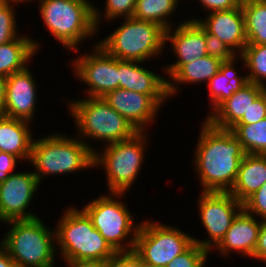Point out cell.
<instances>
[{"instance_id":"1","label":"cell","mask_w":266,"mask_h":267,"mask_svg":"<svg viewBox=\"0 0 266 267\" xmlns=\"http://www.w3.org/2000/svg\"><path fill=\"white\" fill-rule=\"evenodd\" d=\"M201 125L192 160L201 192H230L246 152L230 129L213 127L206 119Z\"/></svg>"},{"instance_id":"2","label":"cell","mask_w":266,"mask_h":267,"mask_svg":"<svg viewBox=\"0 0 266 267\" xmlns=\"http://www.w3.org/2000/svg\"><path fill=\"white\" fill-rule=\"evenodd\" d=\"M69 113L76 125L77 137L94 153L97 149L90 144L104 143L102 146L132 138L138 131L103 97H86L68 100ZM89 140L87 141V139ZM101 141V142H100Z\"/></svg>"},{"instance_id":"3","label":"cell","mask_w":266,"mask_h":267,"mask_svg":"<svg viewBox=\"0 0 266 267\" xmlns=\"http://www.w3.org/2000/svg\"><path fill=\"white\" fill-rule=\"evenodd\" d=\"M62 212L55 226L61 259L107 262L117 254L82 209L71 204Z\"/></svg>"},{"instance_id":"4","label":"cell","mask_w":266,"mask_h":267,"mask_svg":"<svg viewBox=\"0 0 266 267\" xmlns=\"http://www.w3.org/2000/svg\"><path fill=\"white\" fill-rule=\"evenodd\" d=\"M2 224H7L10 228L0 238V245L18 267H55V228L47 227L40 216L10 220Z\"/></svg>"},{"instance_id":"5","label":"cell","mask_w":266,"mask_h":267,"mask_svg":"<svg viewBox=\"0 0 266 267\" xmlns=\"http://www.w3.org/2000/svg\"><path fill=\"white\" fill-rule=\"evenodd\" d=\"M29 162L40 183L44 177L94 168V153L77 136L53 133L34 138Z\"/></svg>"},{"instance_id":"6","label":"cell","mask_w":266,"mask_h":267,"mask_svg":"<svg viewBox=\"0 0 266 267\" xmlns=\"http://www.w3.org/2000/svg\"><path fill=\"white\" fill-rule=\"evenodd\" d=\"M39 11L48 32L67 51L79 52V46L94 38L99 29L94 22V4L89 0H39Z\"/></svg>"},{"instance_id":"7","label":"cell","mask_w":266,"mask_h":267,"mask_svg":"<svg viewBox=\"0 0 266 267\" xmlns=\"http://www.w3.org/2000/svg\"><path fill=\"white\" fill-rule=\"evenodd\" d=\"M122 22L97 43L111 56L119 60L146 62L166 50L165 30L160 25L133 17L124 18Z\"/></svg>"},{"instance_id":"8","label":"cell","mask_w":266,"mask_h":267,"mask_svg":"<svg viewBox=\"0 0 266 267\" xmlns=\"http://www.w3.org/2000/svg\"><path fill=\"white\" fill-rule=\"evenodd\" d=\"M137 132L132 138L106 145L94 152L93 166L104 169L109 193L126 194L140 175L145 161L148 134Z\"/></svg>"},{"instance_id":"9","label":"cell","mask_w":266,"mask_h":267,"mask_svg":"<svg viewBox=\"0 0 266 267\" xmlns=\"http://www.w3.org/2000/svg\"><path fill=\"white\" fill-rule=\"evenodd\" d=\"M122 196L124 193H105L89 201L82 210L117 253H130L134 251L140 223H134V214L120 200Z\"/></svg>"},{"instance_id":"10","label":"cell","mask_w":266,"mask_h":267,"mask_svg":"<svg viewBox=\"0 0 266 267\" xmlns=\"http://www.w3.org/2000/svg\"><path fill=\"white\" fill-rule=\"evenodd\" d=\"M193 242L186 231L150 218L140 222L133 253L147 267H166Z\"/></svg>"},{"instance_id":"11","label":"cell","mask_w":266,"mask_h":267,"mask_svg":"<svg viewBox=\"0 0 266 267\" xmlns=\"http://www.w3.org/2000/svg\"><path fill=\"white\" fill-rule=\"evenodd\" d=\"M93 44L91 53L76 55L71 61L72 74L86 85L87 97H104L119 88V59L108 54L97 42Z\"/></svg>"},{"instance_id":"12","label":"cell","mask_w":266,"mask_h":267,"mask_svg":"<svg viewBox=\"0 0 266 267\" xmlns=\"http://www.w3.org/2000/svg\"><path fill=\"white\" fill-rule=\"evenodd\" d=\"M197 206L208 238L200 240L193 237V240L210 252L224 238L237 214L243 209V204L230 192H201Z\"/></svg>"},{"instance_id":"13","label":"cell","mask_w":266,"mask_h":267,"mask_svg":"<svg viewBox=\"0 0 266 267\" xmlns=\"http://www.w3.org/2000/svg\"><path fill=\"white\" fill-rule=\"evenodd\" d=\"M40 184L34 171L15 172L0 182V223L38 217L27 208L33 202Z\"/></svg>"},{"instance_id":"14","label":"cell","mask_w":266,"mask_h":267,"mask_svg":"<svg viewBox=\"0 0 266 267\" xmlns=\"http://www.w3.org/2000/svg\"><path fill=\"white\" fill-rule=\"evenodd\" d=\"M184 21V22H183ZM175 28L165 30V48L168 43L177 61L164 66L169 78L186 63L207 55L205 29L197 22L185 19ZM171 44V45H170Z\"/></svg>"},{"instance_id":"15","label":"cell","mask_w":266,"mask_h":267,"mask_svg":"<svg viewBox=\"0 0 266 267\" xmlns=\"http://www.w3.org/2000/svg\"><path fill=\"white\" fill-rule=\"evenodd\" d=\"M29 65L7 77L6 98L2 115L34 122L37 106V81Z\"/></svg>"},{"instance_id":"16","label":"cell","mask_w":266,"mask_h":267,"mask_svg":"<svg viewBox=\"0 0 266 267\" xmlns=\"http://www.w3.org/2000/svg\"><path fill=\"white\" fill-rule=\"evenodd\" d=\"M103 99L120 113L138 132L156 121L161 106L149 95L118 88L108 92Z\"/></svg>"},{"instance_id":"17","label":"cell","mask_w":266,"mask_h":267,"mask_svg":"<svg viewBox=\"0 0 266 267\" xmlns=\"http://www.w3.org/2000/svg\"><path fill=\"white\" fill-rule=\"evenodd\" d=\"M206 14L208 15L203 20H188L197 21L209 34L216 36L239 56L247 45L245 17L241 5L231 10Z\"/></svg>"},{"instance_id":"18","label":"cell","mask_w":266,"mask_h":267,"mask_svg":"<svg viewBox=\"0 0 266 267\" xmlns=\"http://www.w3.org/2000/svg\"><path fill=\"white\" fill-rule=\"evenodd\" d=\"M144 62L119 60V88L151 96L161 107L169 99L167 78L149 70Z\"/></svg>"},{"instance_id":"19","label":"cell","mask_w":266,"mask_h":267,"mask_svg":"<svg viewBox=\"0 0 266 267\" xmlns=\"http://www.w3.org/2000/svg\"><path fill=\"white\" fill-rule=\"evenodd\" d=\"M261 220L248 213L244 208L237 214L224 238L213 249L219 251L220 256L229 257L231 253H238L252 259L259 236ZM237 251V252H236Z\"/></svg>"},{"instance_id":"20","label":"cell","mask_w":266,"mask_h":267,"mask_svg":"<svg viewBox=\"0 0 266 267\" xmlns=\"http://www.w3.org/2000/svg\"><path fill=\"white\" fill-rule=\"evenodd\" d=\"M265 90L259 84L246 82L224 101L206 120L219 129H231L247 112L254 100Z\"/></svg>"},{"instance_id":"21","label":"cell","mask_w":266,"mask_h":267,"mask_svg":"<svg viewBox=\"0 0 266 267\" xmlns=\"http://www.w3.org/2000/svg\"><path fill=\"white\" fill-rule=\"evenodd\" d=\"M32 123L0 114V150L23 162L30 160L33 142Z\"/></svg>"},{"instance_id":"22","label":"cell","mask_w":266,"mask_h":267,"mask_svg":"<svg viewBox=\"0 0 266 267\" xmlns=\"http://www.w3.org/2000/svg\"><path fill=\"white\" fill-rule=\"evenodd\" d=\"M266 182V155L246 154L230 193L242 204Z\"/></svg>"},{"instance_id":"23","label":"cell","mask_w":266,"mask_h":267,"mask_svg":"<svg viewBox=\"0 0 266 267\" xmlns=\"http://www.w3.org/2000/svg\"><path fill=\"white\" fill-rule=\"evenodd\" d=\"M237 60H239V56L228 62H222L217 74L208 81L207 87L211 109L206 119L247 82L246 75H238L239 73H237L238 70L235 68Z\"/></svg>"},{"instance_id":"24","label":"cell","mask_w":266,"mask_h":267,"mask_svg":"<svg viewBox=\"0 0 266 267\" xmlns=\"http://www.w3.org/2000/svg\"><path fill=\"white\" fill-rule=\"evenodd\" d=\"M31 36L20 35L16 39L0 45V75H9L25 69L36 56L40 43Z\"/></svg>"},{"instance_id":"25","label":"cell","mask_w":266,"mask_h":267,"mask_svg":"<svg viewBox=\"0 0 266 267\" xmlns=\"http://www.w3.org/2000/svg\"><path fill=\"white\" fill-rule=\"evenodd\" d=\"M221 61L217 58L205 55L193 62L183 64L168 80L167 91L169 99L178 93L180 84L208 83L219 71ZM185 83V84H184ZM178 85V86H177Z\"/></svg>"},{"instance_id":"26","label":"cell","mask_w":266,"mask_h":267,"mask_svg":"<svg viewBox=\"0 0 266 267\" xmlns=\"http://www.w3.org/2000/svg\"><path fill=\"white\" fill-rule=\"evenodd\" d=\"M180 0H136L133 18L153 22L164 30L171 28V18Z\"/></svg>"},{"instance_id":"27","label":"cell","mask_w":266,"mask_h":267,"mask_svg":"<svg viewBox=\"0 0 266 267\" xmlns=\"http://www.w3.org/2000/svg\"><path fill=\"white\" fill-rule=\"evenodd\" d=\"M247 45L266 44V0H242Z\"/></svg>"},{"instance_id":"28","label":"cell","mask_w":266,"mask_h":267,"mask_svg":"<svg viewBox=\"0 0 266 267\" xmlns=\"http://www.w3.org/2000/svg\"><path fill=\"white\" fill-rule=\"evenodd\" d=\"M239 139L246 154L266 155V118L248 125H234L230 129Z\"/></svg>"},{"instance_id":"29","label":"cell","mask_w":266,"mask_h":267,"mask_svg":"<svg viewBox=\"0 0 266 267\" xmlns=\"http://www.w3.org/2000/svg\"><path fill=\"white\" fill-rule=\"evenodd\" d=\"M248 69L247 82L266 87V44L246 45L239 61Z\"/></svg>"},{"instance_id":"30","label":"cell","mask_w":266,"mask_h":267,"mask_svg":"<svg viewBox=\"0 0 266 267\" xmlns=\"http://www.w3.org/2000/svg\"><path fill=\"white\" fill-rule=\"evenodd\" d=\"M105 6L103 7V12L99 11V8L94 4V22L96 28H99V23L102 20L103 15L104 21L111 23L110 21H115L121 17L130 18L133 17L136 0H105ZM102 14V15H101Z\"/></svg>"},{"instance_id":"31","label":"cell","mask_w":266,"mask_h":267,"mask_svg":"<svg viewBox=\"0 0 266 267\" xmlns=\"http://www.w3.org/2000/svg\"><path fill=\"white\" fill-rule=\"evenodd\" d=\"M20 3L16 0H0V45L20 36L18 34L19 31H17V13L15 8Z\"/></svg>"},{"instance_id":"32","label":"cell","mask_w":266,"mask_h":267,"mask_svg":"<svg viewBox=\"0 0 266 267\" xmlns=\"http://www.w3.org/2000/svg\"><path fill=\"white\" fill-rule=\"evenodd\" d=\"M207 249L193 242L184 252L176 256L166 267H204L210 255Z\"/></svg>"},{"instance_id":"33","label":"cell","mask_w":266,"mask_h":267,"mask_svg":"<svg viewBox=\"0 0 266 267\" xmlns=\"http://www.w3.org/2000/svg\"><path fill=\"white\" fill-rule=\"evenodd\" d=\"M205 40L207 55L217 58L221 62H228L238 56L225 43L221 42L216 36L209 34L206 30Z\"/></svg>"},{"instance_id":"34","label":"cell","mask_w":266,"mask_h":267,"mask_svg":"<svg viewBox=\"0 0 266 267\" xmlns=\"http://www.w3.org/2000/svg\"><path fill=\"white\" fill-rule=\"evenodd\" d=\"M243 208L261 221L266 220V182L243 203Z\"/></svg>"},{"instance_id":"35","label":"cell","mask_w":266,"mask_h":267,"mask_svg":"<svg viewBox=\"0 0 266 267\" xmlns=\"http://www.w3.org/2000/svg\"><path fill=\"white\" fill-rule=\"evenodd\" d=\"M266 118V90L250 105L244 116L235 125H248Z\"/></svg>"},{"instance_id":"36","label":"cell","mask_w":266,"mask_h":267,"mask_svg":"<svg viewBox=\"0 0 266 267\" xmlns=\"http://www.w3.org/2000/svg\"><path fill=\"white\" fill-rule=\"evenodd\" d=\"M202 8L208 13L214 11H227L237 8L241 5L242 0H199Z\"/></svg>"},{"instance_id":"37","label":"cell","mask_w":266,"mask_h":267,"mask_svg":"<svg viewBox=\"0 0 266 267\" xmlns=\"http://www.w3.org/2000/svg\"><path fill=\"white\" fill-rule=\"evenodd\" d=\"M105 267H139V258L133 253H117L105 262Z\"/></svg>"},{"instance_id":"38","label":"cell","mask_w":266,"mask_h":267,"mask_svg":"<svg viewBox=\"0 0 266 267\" xmlns=\"http://www.w3.org/2000/svg\"><path fill=\"white\" fill-rule=\"evenodd\" d=\"M17 161H20L12 154L1 152L0 154V182L5 181L10 174L15 173Z\"/></svg>"},{"instance_id":"39","label":"cell","mask_w":266,"mask_h":267,"mask_svg":"<svg viewBox=\"0 0 266 267\" xmlns=\"http://www.w3.org/2000/svg\"><path fill=\"white\" fill-rule=\"evenodd\" d=\"M264 262L266 264V220L261 221L259 236L252 260Z\"/></svg>"},{"instance_id":"40","label":"cell","mask_w":266,"mask_h":267,"mask_svg":"<svg viewBox=\"0 0 266 267\" xmlns=\"http://www.w3.org/2000/svg\"><path fill=\"white\" fill-rule=\"evenodd\" d=\"M67 267H105V262L62 259Z\"/></svg>"},{"instance_id":"41","label":"cell","mask_w":266,"mask_h":267,"mask_svg":"<svg viewBox=\"0 0 266 267\" xmlns=\"http://www.w3.org/2000/svg\"><path fill=\"white\" fill-rule=\"evenodd\" d=\"M0 267H18L7 251L0 245Z\"/></svg>"},{"instance_id":"42","label":"cell","mask_w":266,"mask_h":267,"mask_svg":"<svg viewBox=\"0 0 266 267\" xmlns=\"http://www.w3.org/2000/svg\"><path fill=\"white\" fill-rule=\"evenodd\" d=\"M6 80L7 77L0 75V114L3 112L6 98Z\"/></svg>"},{"instance_id":"43","label":"cell","mask_w":266,"mask_h":267,"mask_svg":"<svg viewBox=\"0 0 266 267\" xmlns=\"http://www.w3.org/2000/svg\"><path fill=\"white\" fill-rule=\"evenodd\" d=\"M28 1L30 2V1H32V2H35L36 0H19V2H21V3H28Z\"/></svg>"},{"instance_id":"44","label":"cell","mask_w":266,"mask_h":267,"mask_svg":"<svg viewBox=\"0 0 266 267\" xmlns=\"http://www.w3.org/2000/svg\"><path fill=\"white\" fill-rule=\"evenodd\" d=\"M139 267H147V266L141 264V263H140V260H139Z\"/></svg>"}]
</instances>
